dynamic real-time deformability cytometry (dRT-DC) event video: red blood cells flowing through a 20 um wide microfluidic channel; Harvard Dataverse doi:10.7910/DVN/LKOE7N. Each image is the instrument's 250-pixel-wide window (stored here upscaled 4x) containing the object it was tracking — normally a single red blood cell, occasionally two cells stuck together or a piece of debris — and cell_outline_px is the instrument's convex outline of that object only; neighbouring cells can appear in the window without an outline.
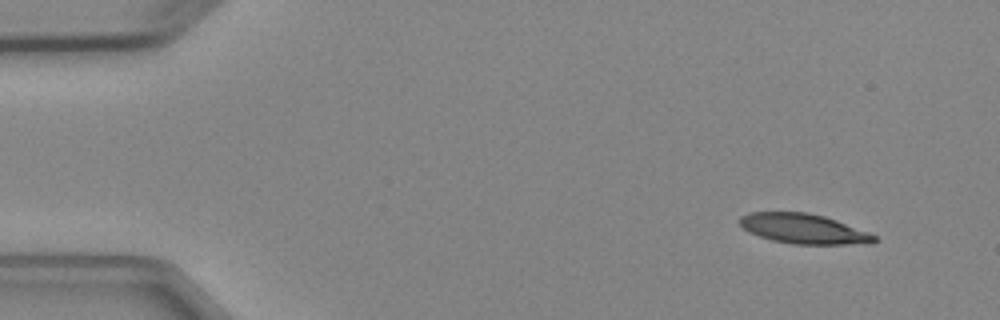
{"species": "Egyptian fruit bat (a non-hibernating species)", "species_latin": "Rousettus aegyptiacus", "temperature_condition": "cold", "stored_images_in_passage": 4, "camera_frame_rate_fps": 3000, "um_per_image_px": 0.085, "animal": {"sex": "female"}, "frame": {"image": 1, "passage_image": 1, "time_ms": 0.0, "image_size_px": [1000, 320], "cell_outline_px": [[876, 240], [872, 244], [792, 244], [772, 240], [748, 232], [740, 224], [740, 216], [748, 212], [808, 212], [824, 216], [836, 220], [868, 232], [876, 236]], "centroid_in_image_um": [68.3, 19.44], "position_along_channel_um": 16.7, "area_um2": 23.41}}
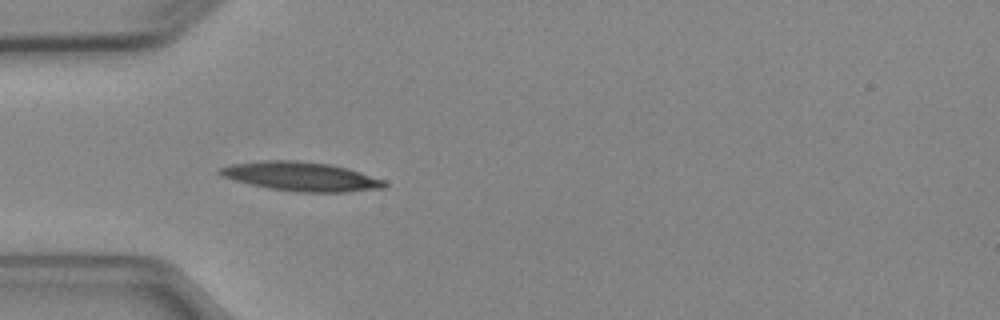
{"frame": {"image": 2, "passage_image": 4, "time_ms": 3.667, "image_size_px": [1000, 320], "cell_outline_px": [[388, 184], [384, 188], [348, 192], [296, 192], [268, 188], [236, 180], [224, 176], [216, 172], [220, 168], [232, 164], [264, 160], [296, 160], [328, 164], [348, 168], [384, 180]], "centroid_in_image_um": [25.63, 15.0], "position_along_channel_um": 59.4, "area_um2": 27.69}}